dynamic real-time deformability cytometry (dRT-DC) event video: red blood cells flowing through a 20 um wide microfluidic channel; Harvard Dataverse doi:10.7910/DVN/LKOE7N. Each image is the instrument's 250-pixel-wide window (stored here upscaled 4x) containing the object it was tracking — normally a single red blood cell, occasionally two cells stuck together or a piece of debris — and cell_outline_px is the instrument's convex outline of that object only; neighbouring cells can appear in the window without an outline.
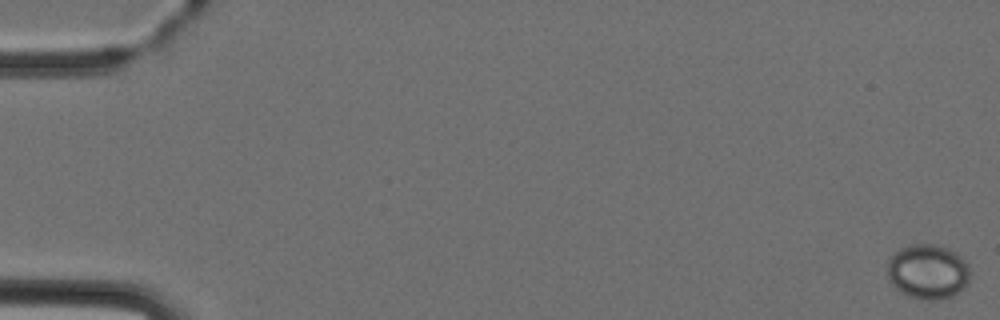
{"species": "Egyptian fruit bat (a non-hibernating species)", "species_latin": "Rousettus aegyptiacus", "temperature_condition": "cold", "stored_images_in_passage": 5, "camera_frame_rate_fps": 3000, "um_per_image_px": 0.085, "animal": {"sex": "female"}, "frame": {"image": 1, "passage_image": 1, "time_ms": 0.0, "image_size_px": [1000, 320], "cell_outline_px": [[968, 284], [964, 288], [948, 296], [936, 300], [928, 300], [908, 296], [896, 288], [888, 280], [888, 260], [900, 248], [912, 244], [932, 244], [948, 248], [956, 252], [968, 264]], "centroid_in_image_um": [78.85, 23.08], "position_along_channel_um": 6.1, "area_um2": 26.13}}